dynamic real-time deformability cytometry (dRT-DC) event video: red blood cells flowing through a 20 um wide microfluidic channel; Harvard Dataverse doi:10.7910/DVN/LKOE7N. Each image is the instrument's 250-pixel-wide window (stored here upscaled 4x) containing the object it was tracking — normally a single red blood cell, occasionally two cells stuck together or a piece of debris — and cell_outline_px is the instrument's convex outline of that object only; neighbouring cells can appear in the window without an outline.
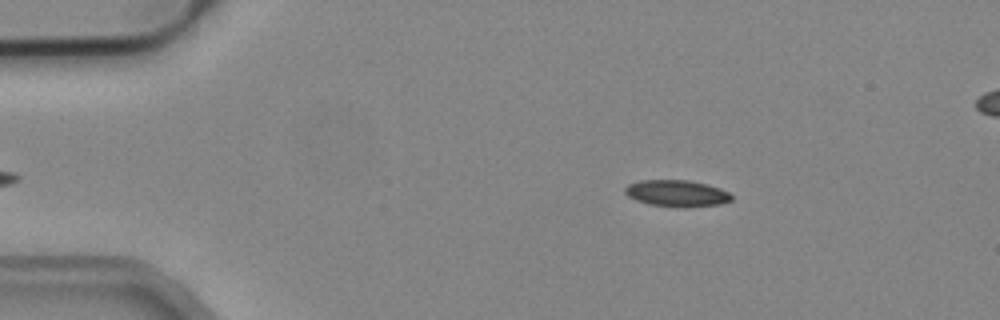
{"species": "common noctule bat (a hibernating species)", "species_latin": "Nyctalus noctula", "temperature_condition": "cold", "stored_images_in_passage": 5, "camera_frame_rate_fps": 3000, "um_per_image_px": 0.085, "animal": {"sex": "male", "body_mass_g": 19.2, "forearm_length_mm": 51.8}, "frame": {"image": 1, "passage_image": 2, "time_ms": 0.333, "image_size_px": [1000, 320], "cell_outline_px": [[732, 200], [720, 204], [688, 208], [684, 208], [648, 204], [636, 200], [628, 196], [624, 192], [624, 188], [628, 184], [640, 180], [688, 180], [708, 184], [720, 188], [728, 192], [732, 196]], "centroid_in_image_um": [57.53, 16.44], "position_along_channel_um": 27.5, "area_um2": 16.7}}
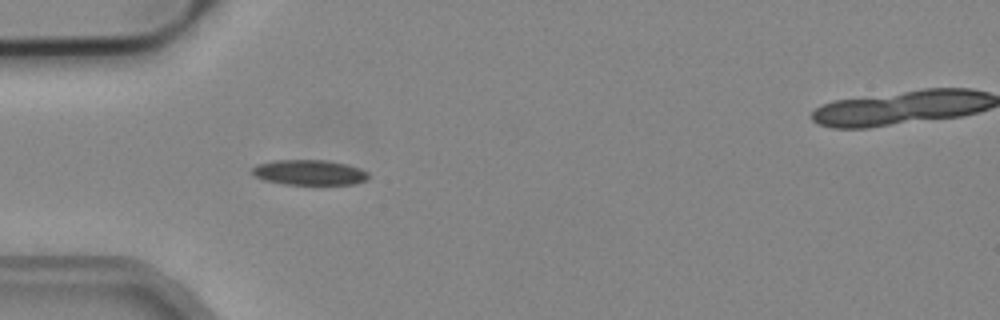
{"frame": {"image": 2, "passage_image": 4, "time_ms": 1.0, "image_size_px": [1000, 320], "cell_outline_px": [[368, 180], [352, 184], [284, 184], [264, 180], [252, 176], [252, 168], [256, 164], [272, 160], [324, 160], [348, 164], [360, 168], [368, 172]], "centroid_in_image_um": [26.26, 14.65], "position_along_channel_um": 58.7, "area_um2": 17.22}}